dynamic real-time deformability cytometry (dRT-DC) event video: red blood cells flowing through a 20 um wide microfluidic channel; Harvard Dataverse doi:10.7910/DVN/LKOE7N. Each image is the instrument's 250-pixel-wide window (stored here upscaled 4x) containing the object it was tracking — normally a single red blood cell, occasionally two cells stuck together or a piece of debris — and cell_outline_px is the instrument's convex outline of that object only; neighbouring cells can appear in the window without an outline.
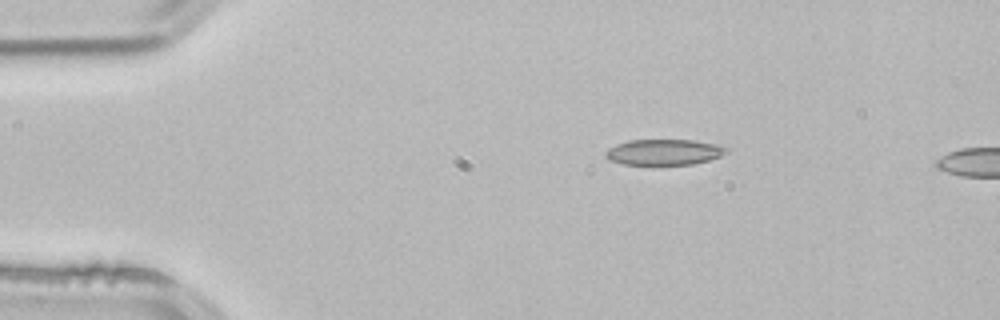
{"species": "common noctule bat (a hibernating species)", "species_latin": "Nyctalus noctula", "temperature_condition": "room temperature", "stored_images_in_passage": 3, "camera_frame_rate_fps": 3000, "um_per_image_px": 0.085, "animal": {"sex": "male", "body_mass_g": 21.5, "forearm_length_mm": 52.0}, "frame": {"image": 1, "passage_image": 1, "time_ms": 0.0, "image_size_px": [1000, 320], "cell_outline_px": [[728, 152], [720, 156], [708, 160], [692, 164], [624, 164], [612, 160], [604, 156], [604, 152], [608, 148], [616, 144], [628, 140], [696, 140], [716, 144], [728, 148]], "centroid_in_image_um": [56.44, 12.91], "position_along_channel_um": 28.6, "area_um2": 18.03}}